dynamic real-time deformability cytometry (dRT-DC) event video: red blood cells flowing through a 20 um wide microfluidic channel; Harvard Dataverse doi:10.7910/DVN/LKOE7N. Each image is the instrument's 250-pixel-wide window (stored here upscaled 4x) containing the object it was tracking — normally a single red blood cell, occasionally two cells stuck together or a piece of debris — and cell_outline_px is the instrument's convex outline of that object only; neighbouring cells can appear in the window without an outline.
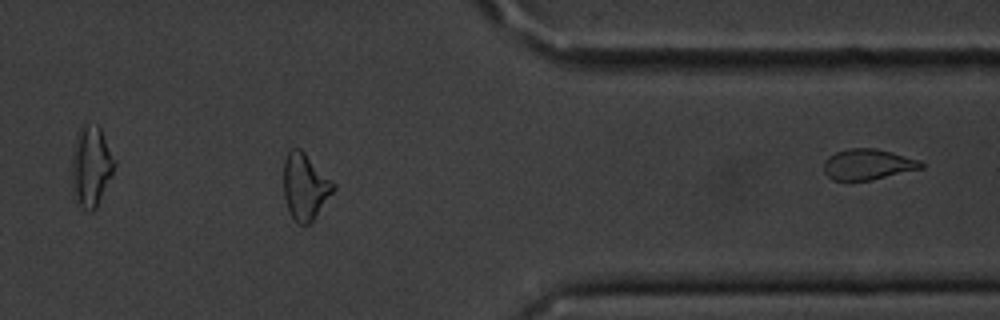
{"species": "common noctule bat (a hibernating species)", "species_latin": "Nyctalus noctula", "temperature_condition": "cold", "stored_images_in_passage": 40, "segment_of_instrument_passage": [2, 2], "camera_frame_rate_fps": 3000, "um_per_image_px": 0.085, "animal": {"sex": "male", "body_mass_g": 20.1, "forearm_length_mm": 53.5}, "frame": {"image": 1, "passage_image": 40, "time_ms": 13.0, "image_size_px": [1000, 320], "cell_outline_px": [[924, 168], [872, 180], [832, 180], [824, 172], [824, 160], [828, 156], [836, 152], [848, 148], [876, 148], [892, 152], [920, 160], [924, 164]], "centroid_in_image_um": [73.78, 13.97], "position_along_channel_um": 337.6, "area_um2": 17.57}}